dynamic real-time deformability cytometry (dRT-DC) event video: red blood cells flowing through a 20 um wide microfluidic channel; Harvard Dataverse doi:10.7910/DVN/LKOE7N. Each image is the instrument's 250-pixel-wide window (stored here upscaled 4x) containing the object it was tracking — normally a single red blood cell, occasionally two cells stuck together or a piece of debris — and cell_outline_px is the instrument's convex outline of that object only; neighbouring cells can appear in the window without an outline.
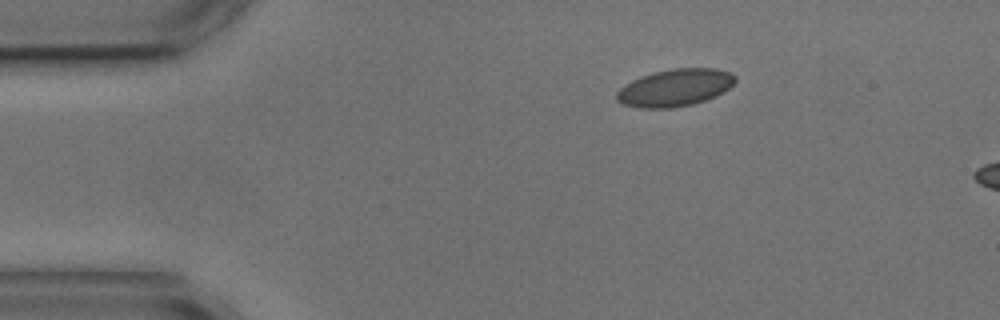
{"species": "common noctule bat (a hibernating species)", "species_latin": "Nyctalus noctula", "temperature_condition": "cold", "stored_images_in_passage": 3, "camera_frame_rate_fps": 3000, "um_per_image_px": 0.085, "animal": {"sex": "male", "body_mass_g": 17.9, "forearm_length_mm": 54.2}, "frame": {"image": 1, "passage_image": 1, "time_ms": 0.0, "image_size_px": [1000, 320], "cell_outline_px": [[736, 80], [724, 92], [716, 96], [692, 104], [672, 108], [640, 108], [624, 104], [616, 100], [616, 92], [624, 84], [640, 76], [652, 72], [672, 68], [716, 68], [732, 72], [736, 76]], "centroid_in_image_um": [57.37, 7.44], "position_along_channel_um": 27.6, "area_um2": 25.95}}